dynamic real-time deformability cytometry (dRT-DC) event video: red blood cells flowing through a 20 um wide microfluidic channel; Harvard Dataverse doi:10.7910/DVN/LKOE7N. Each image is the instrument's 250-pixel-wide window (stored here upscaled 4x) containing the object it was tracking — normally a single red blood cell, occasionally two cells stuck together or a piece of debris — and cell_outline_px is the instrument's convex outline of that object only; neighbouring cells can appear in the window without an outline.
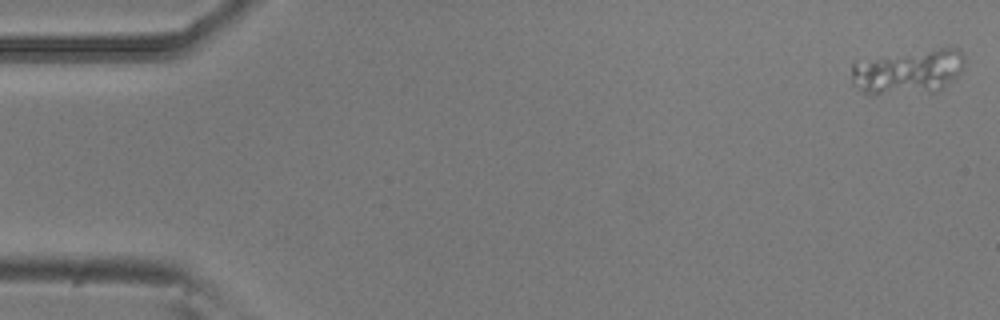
{"species": "common noctule bat (a hibernating species)", "species_latin": "Nyctalus noctula", "temperature_condition": "room temperature", "stored_images_in_passage": 17, "segment_of_instrument_passage": [1, 2], "camera_frame_rate_fps": 3000, "um_per_image_px": 0.085, "animal": {"sex": "male", "body_mass_g": 20.5, "forearm_length_mm": 52.5}, "frame": {"image": 1, "passage_image": 1, "time_ms": 0.0, "image_size_px": [1000, 320], "cell_outline_px": [[964, 68], [956, 76], [936, 92], [872, 96], [868, 96], [852, 84], [852, 64], [880, 56], [948, 44], [960, 48], [964, 56]], "centroid_in_image_um": [77.24, 6.06], "position_along_channel_um": 7.8, "area_um2": 30.75}}